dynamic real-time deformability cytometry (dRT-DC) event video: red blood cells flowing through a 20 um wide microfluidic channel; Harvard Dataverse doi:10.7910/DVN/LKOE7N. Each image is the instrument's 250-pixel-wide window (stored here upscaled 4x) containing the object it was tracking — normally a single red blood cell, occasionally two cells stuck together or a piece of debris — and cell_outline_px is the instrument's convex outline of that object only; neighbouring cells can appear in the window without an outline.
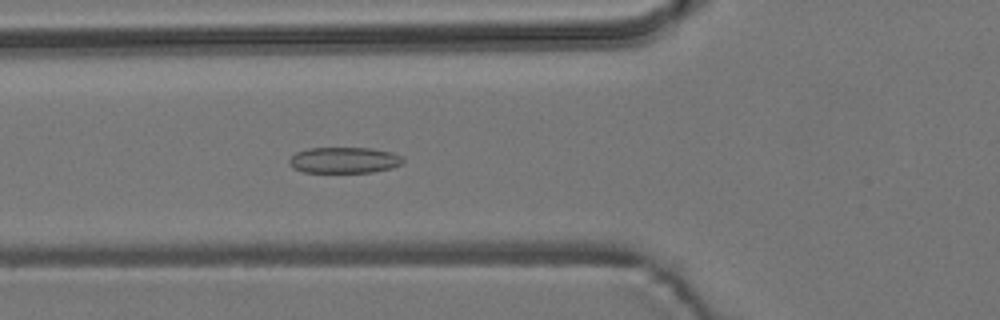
{"species": "common noctule bat (a hibernating species)", "species_latin": "Nyctalus noctula", "temperature_condition": "room temperature", "stored_images_in_passage": 3, "camera_frame_rate_fps": 3000, "um_per_image_px": 0.085, "animal": {"sex": "male", "body_mass_g": 19.2, "forearm_length_mm": 51.8}, "frame": {"image": 1, "passage_image": 3, "time_ms": 3.0, "image_size_px": [1000, 320], "cell_outline_px": [[404, 160], [400, 164], [392, 168], [372, 172], [304, 172], [292, 168], [288, 164], [288, 160], [296, 152], [308, 148], [372, 148], [392, 152], [404, 156]], "centroid_in_image_um": [29.25, 13.61], "position_along_channel_um": 96.5, "area_um2": 17.4}}